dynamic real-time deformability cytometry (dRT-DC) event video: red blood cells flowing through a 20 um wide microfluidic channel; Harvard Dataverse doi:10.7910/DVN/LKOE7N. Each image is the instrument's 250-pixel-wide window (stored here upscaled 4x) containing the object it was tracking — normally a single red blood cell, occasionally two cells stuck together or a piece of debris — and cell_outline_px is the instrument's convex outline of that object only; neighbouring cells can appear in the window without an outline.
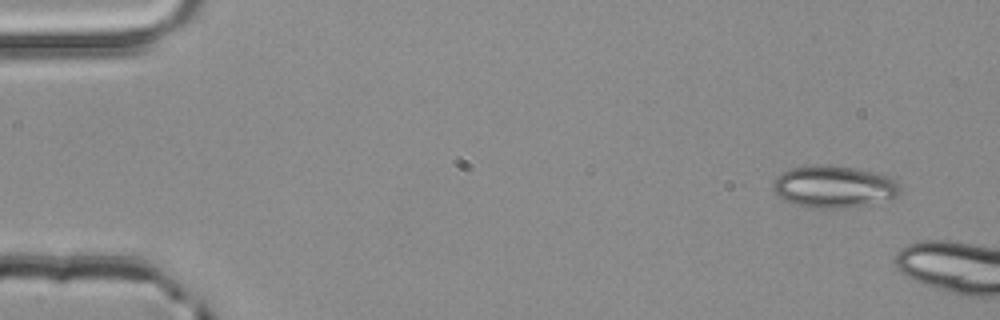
{"species": "common noctule bat (a hibernating species)", "species_latin": "Nyctalus noctula", "temperature_condition": "room temperature", "stored_images_in_passage": 3, "camera_frame_rate_fps": 3000, "um_per_image_px": 0.085, "animal": {"sex": "male", "body_mass_g": 20.4}, "frame": {"image": 1, "passage_image": 1, "time_ms": 0.0, "image_size_px": [1000, 320], "cell_outline_px": [[900, 192], [892, 200], [844, 208], [816, 208], [796, 204], [784, 200], [772, 188], [772, 184], [776, 176], [792, 168], [816, 164], [824, 164], [852, 168], [876, 172], [888, 176], [896, 180], [900, 184]], "centroid_in_image_um": [70.92, 15.86], "position_along_channel_um": 14.1, "area_um2": 31.21}}